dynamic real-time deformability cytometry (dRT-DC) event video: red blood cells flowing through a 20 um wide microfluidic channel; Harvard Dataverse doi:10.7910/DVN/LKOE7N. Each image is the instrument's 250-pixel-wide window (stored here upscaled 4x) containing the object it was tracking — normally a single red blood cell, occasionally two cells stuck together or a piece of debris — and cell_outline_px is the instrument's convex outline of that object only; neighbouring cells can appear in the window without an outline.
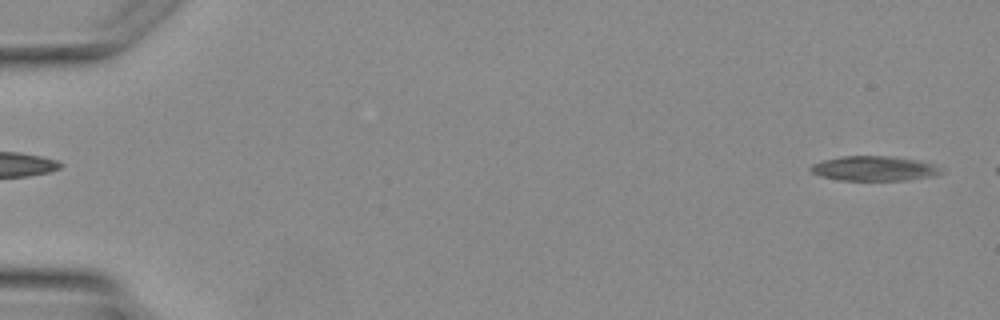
{"species": "Egyptian fruit bat (a non-hibernating species)", "species_latin": "Rousettus aegyptiacus", "temperature_condition": "warm", "stored_images_in_passage": 3, "camera_frame_rate_fps": 3000, "um_per_image_px": 0.085, "animal": {"sex": "female"}, "frame": {"image": 1, "passage_image": 3, "time_ms": 2.333, "image_size_px": [1000, 320], "cell_outline_px": [[944, 172], [936, 176], [908, 180], [840, 180], [820, 176], [812, 172], [808, 168], [812, 164], [824, 160], [844, 156], [892, 156], [916, 160], [932, 164], [944, 168]], "centroid_in_image_um": [74.35, 14.33], "position_along_channel_um": 10.7, "area_um2": 18.9}}